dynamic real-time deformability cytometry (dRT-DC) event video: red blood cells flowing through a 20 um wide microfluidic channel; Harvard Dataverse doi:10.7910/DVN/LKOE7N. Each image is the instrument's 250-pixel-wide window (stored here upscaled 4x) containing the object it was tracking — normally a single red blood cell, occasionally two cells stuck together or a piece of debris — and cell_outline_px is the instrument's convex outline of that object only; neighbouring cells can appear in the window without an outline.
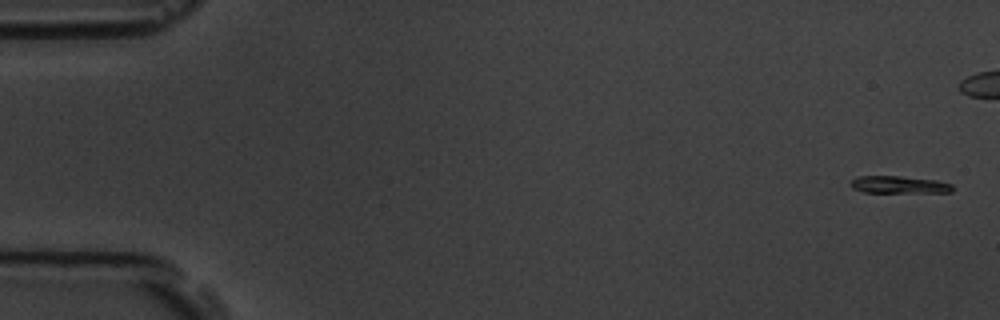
{"species": "common noctule bat (a hibernating species)", "species_latin": "Nyctalus noctula", "temperature_condition": "room temperature", "stored_images_in_passage": 10, "camera_frame_rate_fps": 3000, "um_per_image_px": 0.085, "animal": {"sex": "male", "body_mass_g": 19.5, "forearm_length_mm": 54.6}, "frame": {"image": 1, "passage_image": 1, "time_ms": 0.0, "image_size_px": [1000, 320], "cell_outline_px": [[952, 192], [864, 192], [852, 188], [848, 184], [856, 176], [900, 176], [936, 180], [952, 184]], "centroid_in_image_um": [76.37, 15.69], "position_along_channel_um": 8.6, "area_um2": 10.23}}